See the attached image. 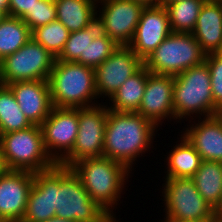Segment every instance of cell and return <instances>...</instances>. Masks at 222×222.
Masks as SVG:
<instances>
[{
	"label": "cell",
	"mask_w": 222,
	"mask_h": 222,
	"mask_svg": "<svg viewBox=\"0 0 222 222\" xmlns=\"http://www.w3.org/2000/svg\"><path fill=\"white\" fill-rule=\"evenodd\" d=\"M34 183L41 190H48L50 212H55V217L76 222H116L90 198L70 167L55 164L48 170L36 172Z\"/></svg>",
	"instance_id": "6da1fadb"
},
{
	"label": "cell",
	"mask_w": 222,
	"mask_h": 222,
	"mask_svg": "<svg viewBox=\"0 0 222 222\" xmlns=\"http://www.w3.org/2000/svg\"><path fill=\"white\" fill-rule=\"evenodd\" d=\"M159 130L137 112H116L108 109L103 157L122 163L133 172L140 157L150 154V148L151 152H154L153 144L159 142L154 141Z\"/></svg>",
	"instance_id": "7a4b0ae2"
},
{
	"label": "cell",
	"mask_w": 222,
	"mask_h": 222,
	"mask_svg": "<svg viewBox=\"0 0 222 222\" xmlns=\"http://www.w3.org/2000/svg\"><path fill=\"white\" fill-rule=\"evenodd\" d=\"M70 168L80 178L90 198L119 222L116 209L133 173L122 163L106 157L83 159Z\"/></svg>",
	"instance_id": "3957f363"
},
{
	"label": "cell",
	"mask_w": 222,
	"mask_h": 222,
	"mask_svg": "<svg viewBox=\"0 0 222 222\" xmlns=\"http://www.w3.org/2000/svg\"><path fill=\"white\" fill-rule=\"evenodd\" d=\"M173 105L175 121L181 125V121L222 113L214 104L210 71L205 62L174 76Z\"/></svg>",
	"instance_id": "277c9868"
},
{
	"label": "cell",
	"mask_w": 222,
	"mask_h": 222,
	"mask_svg": "<svg viewBox=\"0 0 222 222\" xmlns=\"http://www.w3.org/2000/svg\"><path fill=\"white\" fill-rule=\"evenodd\" d=\"M48 81L53 107L84 108L100 104L94 68L56 59Z\"/></svg>",
	"instance_id": "5b68a950"
},
{
	"label": "cell",
	"mask_w": 222,
	"mask_h": 222,
	"mask_svg": "<svg viewBox=\"0 0 222 222\" xmlns=\"http://www.w3.org/2000/svg\"><path fill=\"white\" fill-rule=\"evenodd\" d=\"M0 149L6 170L36 173L55 165L45 151L42 129L38 125L1 134Z\"/></svg>",
	"instance_id": "8992f818"
},
{
	"label": "cell",
	"mask_w": 222,
	"mask_h": 222,
	"mask_svg": "<svg viewBox=\"0 0 222 222\" xmlns=\"http://www.w3.org/2000/svg\"><path fill=\"white\" fill-rule=\"evenodd\" d=\"M205 58L192 33L172 32L143 62L152 74L175 76L204 63Z\"/></svg>",
	"instance_id": "52a82bcc"
},
{
	"label": "cell",
	"mask_w": 222,
	"mask_h": 222,
	"mask_svg": "<svg viewBox=\"0 0 222 222\" xmlns=\"http://www.w3.org/2000/svg\"><path fill=\"white\" fill-rule=\"evenodd\" d=\"M165 179V180H164ZM163 217L176 221L213 222L216 211L198 192L191 178H163Z\"/></svg>",
	"instance_id": "ba28073f"
},
{
	"label": "cell",
	"mask_w": 222,
	"mask_h": 222,
	"mask_svg": "<svg viewBox=\"0 0 222 222\" xmlns=\"http://www.w3.org/2000/svg\"><path fill=\"white\" fill-rule=\"evenodd\" d=\"M56 57L32 38L18 51L0 61V84L48 81Z\"/></svg>",
	"instance_id": "9c48e42d"
},
{
	"label": "cell",
	"mask_w": 222,
	"mask_h": 222,
	"mask_svg": "<svg viewBox=\"0 0 222 222\" xmlns=\"http://www.w3.org/2000/svg\"><path fill=\"white\" fill-rule=\"evenodd\" d=\"M108 102L79 108V128L72 151L59 163L71 167L80 160L103 157Z\"/></svg>",
	"instance_id": "30bf717a"
},
{
	"label": "cell",
	"mask_w": 222,
	"mask_h": 222,
	"mask_svg": "<svg viewBox=\"0 0 222 222\" xmlns=\"http://www.w3.org/2000/svg\"><path fill=\"white\" fill-rule=\"evenodd\" d=\"M144 8L141 3L130 0H98L96 20L110 39L119 46H128Z\"/></svg>",
	"instance_id": "8fae6325"
},
{
	"label": "cell",
	"mask_w": 222,
	"mask_h": 222,
	"mask_svg": "<svg viewBox=\"0 0 222 222\" xmlns=\"http://www.w3.org/2000/svg\"><path fill=\"white\" fill-rule=\"evenodd\" d=\"M78 128L79 108L53 107L41 124L45 151L55 164L72 151Z\"/></svg>",
	"instance_id": "7c38bea8"
},
{
	"label": "cell",
	"mask_w": 222,
	"mask_h": 222,
	"mask_svg": "<svg viewBox=\"0 0 222 222\" xmlns=\"http://www.w3.org/2000/svg\"><path fill=\"white\" fill-rule=\"evenodd\" d=\"M144 66L143 60L128 46H119L95 71V86L101 102L107 101L126 80ZM106 98V99H104Z\"/></svg>",
	"instance_id": "4fadbf2b"
},
{
	"label": "cell",
	"mask_w": 222,
	"mask_h": 222,
	"mask_svg": "<svg viewBox=\"0 0 222 222\" xmlns=\"http://www.w3.org/2000/svg\"><path fill=\"white\" fill-rule=\"evenodd\" d=\"M173 89L174 76L149 73L137 113L151 121L159 129L166 121L170 123L173 120L174 124H177L174 121Z\"/></svg>",
	"instance_id": "5bb4252c"
},
{
	"label": "cell",
	"mask_w": 222,
	"mask_h": 222,
	"mask_svg": "<svg viewBox=\"0 0 222 222\" xmlns=\"http://www.w3.org/2000/svg\"><path fill=\"white\" fill-rule=\"evenodd\" d=\"M172 33L165 6H145L128 47L143 61Z\"/></svg>",
	"instance_id": "9a60e30c"
},
{
	"label": "cell",
	"mask_w": 222,
	"mask_h": 222,
	"mask_svg": "<svg viewBox=\"0 0 222 222\" xmlns=\"http://www.w3.org/2000/svg\"><path fill=\"white\" fill-rule=\"evenodd\" d=\"M34 173L5 170L0 174V215L7 222L23 219Z\"/></svg>",
	"instance_id": "2e32d148"
},
{
	"label": "cell",
	"mask_w": 222,
	"mask_h": 222,
	"mask_svg": "<svg viewBox=\"0 0 222 222\" xmlns=\"http://www.w3.org/2000/svg\"><path fill=\"white\" fill-rule=\"evenodd\" d=\"M186 125L180 133L201 159L222 162V114L189 120Z\"/></svg>",
	"instance_id": "e0dca14e"
},
{
	"label": "cell",
	"mask_w": 222,
	"mask_h": 222,
	"mask_svg": "<svg viewBox=\"0 0 222 222\" xmlns=\"http://www.w3.org/2000/svg\"><path fill=\"white\" fill-rule=\"evenodd\" d=\"M7 86L13 92L21 111L29 122L32 125L41 126L53 108L49 81L12 82Z\"/></svg>",
	"instance_id": "ac0fdd59"
},
{
	"label": "cell",
	"mask_w": 222,
	"mask_h": 222,
	"mask_svg": "<svg viewBox=\"0 0 222 222\" xmlns=\"http://www.w3.org/2000/svg\"><path fill=\"white\" fill-rule=\"evenodd\" d=\"M192 34L206 54L222 52V0H206Z\"/></svg>",
	"instance_id": "d6986e66"
},
{
	"label": "cell",
	"mask_w": 222,
	"mask_h": 222,
	"mask_svg": "<svg viewBox=\"0 0 222 222\" xmlns=\"http://www.w3.org/2000/svg\"><path fill=\"white\" fill-rule=\"evenodd\" d=\"M176 144L167 156L164 158V166L166 168L163 171L165 177L163 178H191L194 173L200 167L202 159L194 147L186 140L182 134H178Z\"/></svg>",
	"instance_id": "ffe728a7"
},
{
	"label": "cell",
	"mask_w": 222,
	"mask_h": 222,
	"mask_svg": "<svg viewBox=\"0 0 222 222\" xmlns=\"http://www.w3.org/2000/svg\"><path fill=\"white\" fill-rule=\"evenodd\" d=\"M98 0H54L56 20L70 32L88 27L96 20Z\"/></svg>",
	"instance_id": "44dd1931"
},
{
	"label": "cell",
	"mask_w": 222,
	"mask_h": 222,
	"mask_svg": "<svg viewBox=\"0 0 222 222\" xmlns=\"http://www.w3.org/2000/svg\"><path fill=\"white\" fill-rule=\"evenodd\" d=\"M149 73V70L143 66L137 73L129 77L108 100V109L116 112H137L145 92Z\"/></svg>",
	"instance_id": "7402d4cb"
},
{
	"label": "cell",
	"mask_w": 222,
	"mask_h": 222,
	"mask_svg": "<svg viewBox=\"0 0 222 222\" xmlns=\"http://www.w3.org/2000/svg\"><path fill=\"white\" fill-rule=\"evenodd\" d=\"M191 179L204 200L218 211L222 206V162L202 160Z\"/></svg>",
	"instance_id": "603a6c76"
},
{
	"label": "cell",
	"mask_w": 222,
	"mask_h": 222,
	"mask_svg": "<svg viewBox=\"0 0 222 222\" xmlns=\"http://www.w3.org/2000/svg\"><path fill=\"white\" fill-rule=\"evenodd\" d=\"M30 38L28 25L21 18L7 15L0 22V61L18 51Z\"/></svg>",
	"instance_id": "cb8c5ba5"
},
{
	"label": "cell",
	"mask_w": 222,
	"mask_h": 222,
	"mask_svg": "<svg viewBox=\"0 0 222 222\" xmlns=\"http://www.w3.org/2000/svg\"><path fill=\"white\" fill-rule=\"evenodd\" d=\"M101 33V24L97 20L84 29L70 32L63 51L56 59L86 66V48Z\"/></svg>",
	"instance_id": "d4e9b609"
},
{
	"label": "cell",
	"mask_w": 222,
	"mask_h": 222,
	"mask_svg": "<svg viewBox=\"0 0 222 222\" xmlns=\"http://www.w3.org/2000/svg\"><path fill=\"white\" fill-rule=\"evenodd\" d=\"M7 85L0 84V135L31 127Z\"/></svg>",
	"instance_id": "484cf974"
},
{
	"label": "cell",
	"mask_w": 222,
	"mask_h": 222,
	"mask_svg": "<svg viewBox=\"0 0 222 222\" xmlns=\"http://www.w3.org/2000/svg\"><path fill=\"white\" fill-rule=\"evenodd\" d=\"M206 0H179L166 6L172 32L192 33Z\"/></svg>",
	"instance_id": "4316f807"
},
{
	"label": "cell",
	"mask_w": 222,
	"mask_h": 222,
	"mask_svg": "<svg viewBox=\"0 0 222 222\" xmlns=\"http://www.w3.org/2000/svg\"><path fill=\"white\" fill-rule=\"evenodd\" d=\"M70 31L58 20L40 26L31 31V38L40 43L56 58L61 54Z\"/></svg>",
	"instance_id": "83f0119b"
},
{
	"label": "cell",
	"mask_w": 222,
	"mask_h": 222,
	"mask_svg": "<svg viewBox=\"0 0 222 222\" xmlns=\"http://www.w3.org/2000/svg\"><path fill=\"white\" fill-rule=\"evenodd\" d=\"M52 217H55V212H50L48 190H41L33 182L28 195L26 210L20 222H43Z\"/></svg>",
	"instance_id": "f1b7e54d"
},
{
	"label": "cell",
	"mask_w": 222,
	"mask_h": 222,
	"mask_svg": "<svg viewBox=\"0 0 222 222\" xmlns=\"http://www.w3.org/2000/svg\"><path fill=\"white\" fill-rule=\"evenodd\" d=\"M119 45L103 32L86 48V66L96 68L112 55Z\"/></svg>",
	"instance_id": "f546056e"
},
{
	"label": "cell",
	"mask_w": 222,
	"mask_h": 222,
	"mask_svg": "<svg viewBox=\"0 0 222 222\" xmlns=\"http://www.w3.org/2000/svg\"><path fill=\"white\" fill-rule=\"evenodd\" d=\"M32 31L56 20L54 0H39L35 6L21 18Z\"/></svg>",
	"instance_id": "4dcf8cb0"
},
{
	"label": "cell",
	"mask_w": 222,
	"mask_h": 222,
	"mask_svg": "<svg viewBox=\"0 0 222 222\" xmlns=\"http://www.w3.org/2000/svg\"><path fill=\"white\" fill-rule=\"evenodd\" d=\"M214 104L222 111V52L206 54Z\"/></svg>",
	"instance_id": "1f68e13d"
},
{
	"label": "cell",
	"mask_w": 222,
	"mask_h": 222,
	"mask_svg": "<svg viewBox=\"0 0 222 222\" xmlns=\"http://www.w3.org/2000/svg\"><path fill=\"white\" fill-rule=\"evenodd\" d=\"M39 0H9V16L22 18Z\"/></svg>",
	"instance_id": "d6a6232c"
},
{
	"label": "cell",
	"mask_w": 222,
	"mask_h": 222,
	"mask_svg": "<svg viewBox=\"0 0 222 222\" xmlns=\"http://www.w3.org/2000/svg\"><path fill=\"white\" fill-rule=\"evenodd\" d=\"M141 3L144 6H156L160 5V0H130Z\"/></svg>",
	"instance_id": "836d02e7"
},
{
	"label": "cell",
	"mask_w": 222,
	"mask_h": 222,
	"mask_svg": "<svg viewBox=\"0 0 222 222\" xmlns=\"http://www.w3.org/2000/svg\"><path fill=\"white\" fill-rule=\"evenodd\" d=\"M0 9L9 16V0H0Z\"/></svg>",
	"instance_id": "e575fe53"
},
{
	"label": "cell",
	"mask_w": 222,
	"mask_h": 222,
	"mask_svg": "<svg viewBox=\"0 0 222 222\" xmlns=\"http://www.w3.org/2000/svg\"><path fill=\"white\" fill-rule=\"evenodd\" d=\"M43 222H76L73 220H69V219H63V218H58V217H52L46 221Z\"/></svg>",
	"instance_id": "d590c367"
},
{
	"label": "cell",
	"mask_w": 222,
	"mask_h": 222,
	"mask_svg": "<svg viewBox=\"0 0 222 222\" xmlns=\"http://www.w3.org/2000/svg\"><path fill=\"white\" fill-rule=\"evenodd\" d=\"M213 222H222V213L216 211Z\"/></svg>",
	"instance_id": "8d00e7d4"
},
{
	"label": "cell",
	"mask_w": 222,
	"mask_h": 222,
	"mask_svg": "<svg viewBox=\"0 0 222 222\" xmlns=\"http://www.w3.org/2000/svg\"><path fill=\"white\" fill-rule=\"evenodd\" d=\"M6 170L3 159H2V155H1V149H0V174L3 173Z\"/></svg>",
	"instance_id": "74e56055"
},
{
	"label": "cell",
	"mask_w": 222,
	"mask_h": 222,
	"mask_svg": "<svg viewBox=\"0 0 222 222\" xmlns=\"http://www.w3.org/2000/svg\"><path fill=\"white\" fill-rule=\"evenodd\" d=\"M176 1H179V0H160V5L166 7L168 4H171V3L176 2Z\"/></svg>",
	"instance_id": "f35d334b"
},
{
	"label": "cell",
	"mask_w": 222,
	"mask_h": 222,
	"mask_svg": "<svg viewBox=\"0 0 222 222\" xmlns=\"http://www.w3.org/2000/svg\"><path fill=\"white\" fill-rule=\"evenodd\" d=\"M159 221H161V222H192V221H176V220H170V219H167V218H163Z\"/></svg>",
	"instance_id": "ab89813d"
},
{
	"label": "cell",
	"mask_w": 222,
	"mask_h": 222,
	"mask_svg": "<svg viewBox=\"0 0 222 222\" xmlns=\"http://www.w3.org/2000/svg\"><path fill=\"white\" fill-rule=\"evenodd\" d=\"M7 16V14L0 9V22Z\"/></svg>",
	"instance_id": "60d3db41"
},
{
	"label": "cell",
	"mask_w": 222,
	"mask_h": 222,
	"mask_svg": "<svg viewBox=\"0 0 222 222\" xmlns=\"http://www.w3.org/2000/svg\"><path fill=\"white\" fill-rule=\"evenodd\" d=\"M0 222H7V221L0 215Z\"/></svg>",
	"instance_id": "b9f144b4"
},
{
	"label": "cell",
	"mask_w": 222,
	"mask_h": 222,
	"mask_svg": "<svg viewBox=\"0 0 222 222\" xmlns=\"http://www.w3.org/2000/svg\"><path fill=\"white\" fill-rule=\"evenodd\" d=\"M217 212H220V213H222V206H221V208L217 211Z\"/></svg>",
	"instance_id": "7bdbcfd3"
}]
</instances>
